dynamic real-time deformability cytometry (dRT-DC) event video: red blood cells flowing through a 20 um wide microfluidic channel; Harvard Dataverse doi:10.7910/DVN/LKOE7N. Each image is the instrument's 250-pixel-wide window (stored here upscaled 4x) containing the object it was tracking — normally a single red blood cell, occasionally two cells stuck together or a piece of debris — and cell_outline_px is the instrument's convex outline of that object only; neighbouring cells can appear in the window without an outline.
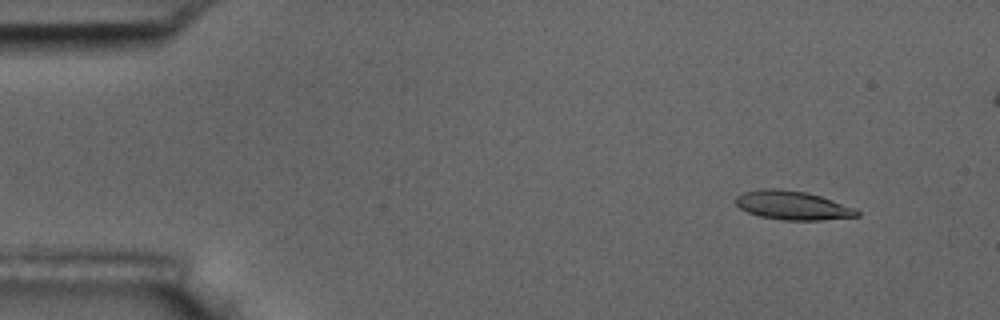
{"species": "common noctule bat (a hibernating species)", "species_latin": "Nyctalus noctula", "temperature_condition": "room temperature", "stored_images_in_passage": 7, "camera_frame_rate_fps": 3000, "um_per_image_px": 0.085, "animal": {"sex": "male", "body_mass_g": 17.5, "forearm_length_mm": 52.3}, "frame": {"image": 1, "passage_image": 1, "time_ms": 0.0, "image_size_px": [1000, 320], "cell_outline_px": [[860, 216], [820, 220], [784, 220], [760, 216], [748, 212], [740, 208], [736, 204], [736, 196], [744, 192], [764, 188], [780, 188], [804, 192], [820, 196], [856, 208], [860, 212]], "centroid_in_image_um": [67.38, 17.45], "position_along_channel_um": 17.6, "area_um2": 20.29}}
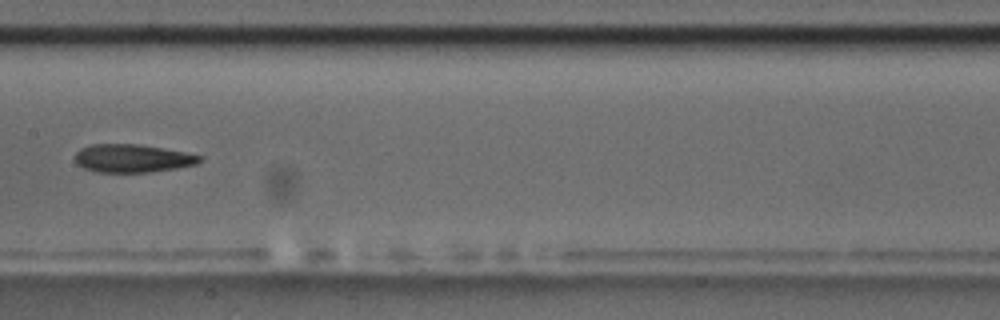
{"frame": {"image": 2, "passage_image": 7, "time_ms": 7.667, "image_size_px": [1000, 320], "cell_outline_px": [[204, 160], [200, 164], [152, 172], [96, 172], [84, 168], [76, 164], [76, 152], [80, 148], [92, 144], [136, 144], [184, 152], [204, 156]], "centroid_in_image_um": [11.29, 13.46], "position_along_channel_um": 196.1, "area_um2": 20.52}}